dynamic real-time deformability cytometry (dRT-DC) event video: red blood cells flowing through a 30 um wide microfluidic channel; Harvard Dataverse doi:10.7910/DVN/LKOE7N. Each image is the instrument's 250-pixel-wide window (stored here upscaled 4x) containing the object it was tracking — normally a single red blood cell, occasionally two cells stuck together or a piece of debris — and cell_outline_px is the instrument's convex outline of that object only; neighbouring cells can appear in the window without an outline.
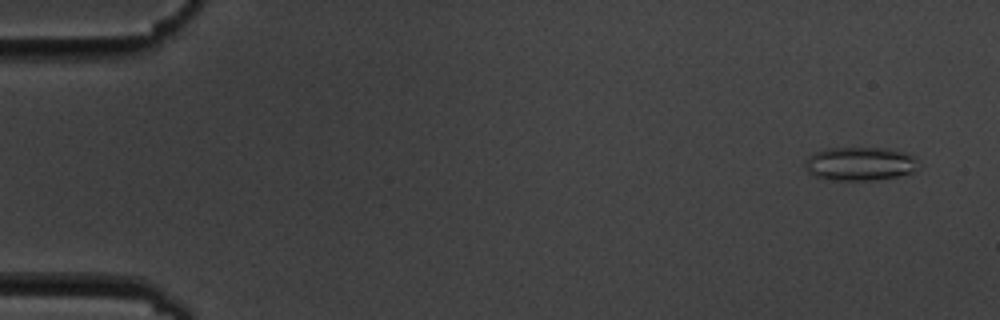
{"species": "common noctule bat (a hibernating species)", "species_latin": "Nyctalus noctula", "temperature_condition": "cold", "stored_images_in_passage": 4, "camera_frame_rate_fps": 3000, "um_per_image_px": 0.085, "animal": {"sex": "male", "body_mass_g": 19.5, "forearm_length_mm": 54.6}, "frame": {"image": 1, "passage_image": 1, "time_ms": 0.0, "image_size_px": [1000, 320], "cell_outline_px": [[920, 164], [912, 172], [896, 176], [876, 180], [828, 180], [816, 176], [808, 172], [804, 168], [804, 164], [808, 156], [812, 152], [828, 148], [888, 148], [904, 152], [916, 156], [920, 160]], "centroid_in_image_um": [73.1, 13.91], "position_along_channel_um": 11.9, "area_um2": 22.54}}